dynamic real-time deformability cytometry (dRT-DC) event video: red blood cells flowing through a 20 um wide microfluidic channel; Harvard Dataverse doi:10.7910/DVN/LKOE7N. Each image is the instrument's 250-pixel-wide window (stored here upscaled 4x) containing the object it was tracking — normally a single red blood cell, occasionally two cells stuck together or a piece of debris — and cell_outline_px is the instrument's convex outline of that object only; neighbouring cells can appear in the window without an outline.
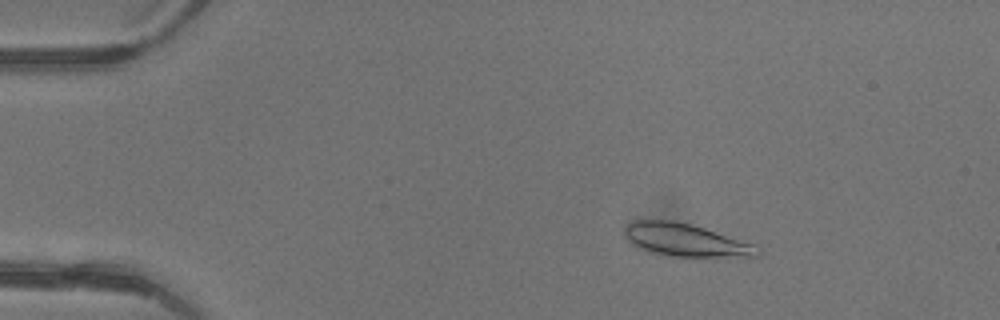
{"species": "common noctule bat (a hibernating species)", "species_latin": "Nyctalus noctula", "temperature_condition": "warm", "stored_images_in_passage": 6, "camera_frame_rate_fps": 3000, "um_per_image_px": 0.085, "animal": {"sex": "female"}, "frame": {"image": 1, "passage_image": 3, "time_ms": 0.667, "image_size_px": [1000, 320], "cell_outline_px": [[764, 252], [756, 256], [672, 256], [652, 252], [632, 244], [624, 232], [624, 228], [628, 224], [636, 220], [676, 220], [692, 224], [752, 244]], "centroid_in_image_um": [58.25, 20.39], "position_along_channel_um": 26.7, "area_um2": 24.8}}